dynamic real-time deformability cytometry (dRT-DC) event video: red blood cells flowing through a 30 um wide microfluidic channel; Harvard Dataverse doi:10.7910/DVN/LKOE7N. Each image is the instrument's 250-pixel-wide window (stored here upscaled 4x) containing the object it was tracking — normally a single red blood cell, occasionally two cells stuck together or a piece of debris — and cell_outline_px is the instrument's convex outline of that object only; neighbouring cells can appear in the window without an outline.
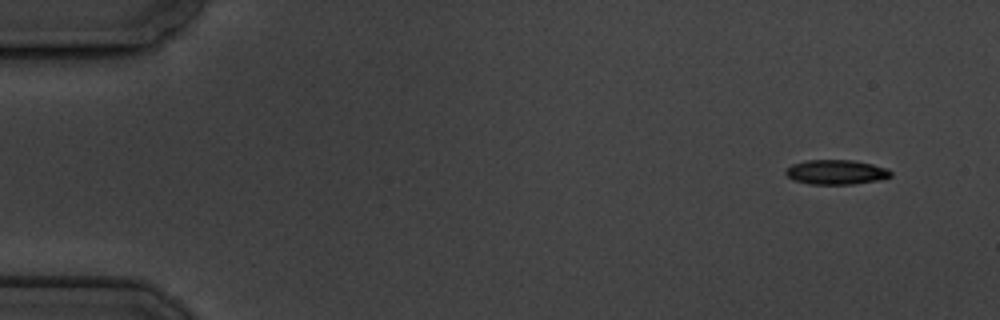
{"species": "common noctule bat (a hibernating species)", "species_latin": "Nyctalus noctula", "temperature_condition": "cold", "stored_images_in_passage": 5, "camera_frame_rate_fps": 3000, "um_per_image_px": 0.085, "animal": {"sex": "male", "body_mass_g": 19.5, "forearm_length_mm": 54.6}, "frame": {"image": 1, "passage_image": 1, "time_ms": 0.0, "image_size_px": [1000, 320], "cell_outline_px": [[892, 176], [880, 180], [852, 184], [808, 184], [792, 180], [784, 172], [792, 164], [808, 160], [852, 160], [872, 164], [888, 168], [892, 172]], "centroid_in_image_um": [71.09, 14.63], "position_along_channel_um": 13.9, "area_um2": 15.14}}